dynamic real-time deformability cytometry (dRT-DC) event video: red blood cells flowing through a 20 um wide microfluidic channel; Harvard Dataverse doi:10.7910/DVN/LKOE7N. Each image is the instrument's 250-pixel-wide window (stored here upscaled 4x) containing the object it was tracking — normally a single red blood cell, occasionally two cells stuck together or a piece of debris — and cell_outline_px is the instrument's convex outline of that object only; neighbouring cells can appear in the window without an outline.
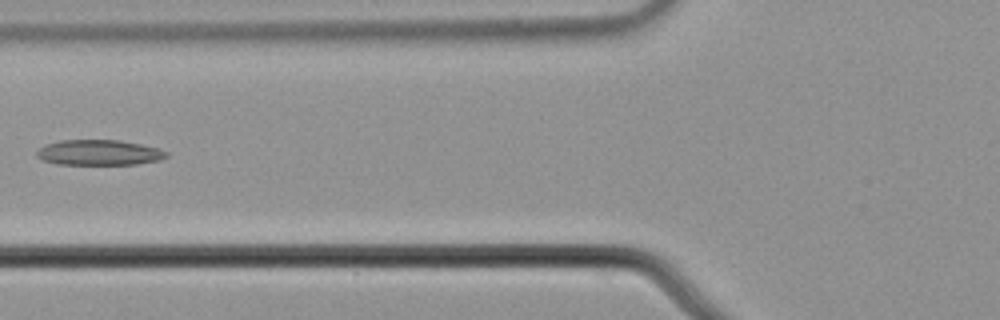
{"species": "common noctule bat (a hibernating species)", "species_latin": "Nyctalus noctula", "temperature_condition": "cold", "stored_images_in_passage": 6, "camera_frame_rate_fps": 3000, "um_per_image_px": 0.085, "animal": {"sex": "male", "body_mass_g": 21.5, "forearm_length_mm": 52.0}, "frame": {"image": 1, "passage_image": 6, "time_ms": 1.667, "image_size_px": [1000, 320], "cell_outline_px": [[168, 156], [160, 160], [136, 164], [56, 164], [40, 160], [36, 156], [36, 152], [44, 144], [60, 140], [120, 140], [140, 144], [156, 148], [168, 152]], "centroid_in_image_um": [8.37, 12.97], "position_along_channel_um": 117.4, "area_um2": 19.25}}